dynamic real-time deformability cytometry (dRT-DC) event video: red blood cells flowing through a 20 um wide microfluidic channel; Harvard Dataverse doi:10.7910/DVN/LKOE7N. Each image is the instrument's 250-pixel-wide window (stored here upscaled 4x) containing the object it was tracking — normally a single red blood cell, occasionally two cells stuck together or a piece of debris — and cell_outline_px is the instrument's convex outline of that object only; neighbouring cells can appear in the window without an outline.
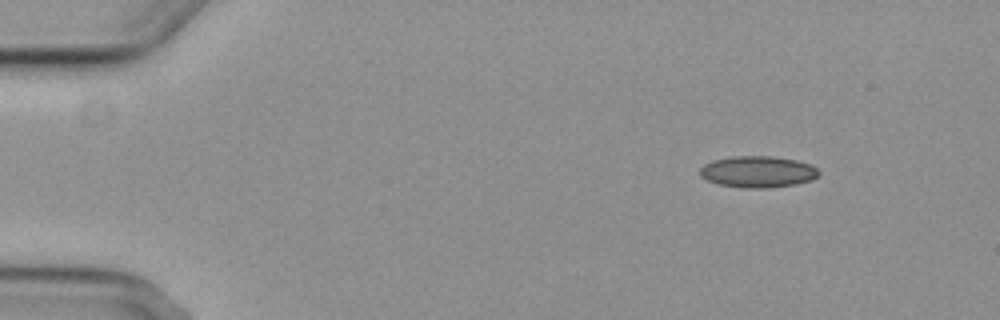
{"species": "common noctule bat (a hibernating species)", "species_latin": "Nyctalus noctula", "temperature_condition": "cold", "stored_images_in_passage": 3, "camera_frame_rate_fps": 3000, "um_per_image_px": 0.085, "animal": {"sex": "female", "body_mass_g": 29.2, "forearm_length_mm": 56.3}, "frame": {"image": 1, "passage_image": 1, "time_ms": 0.0, "image_size_px": [1000, 320], "cell_outline_px": [[820, 172], [812, 180], [796, 184], [768, 188], [744, 188], [720, 184], [708, 180], [700, 176], [700, 168], [704, 164], [712, 160], [732, 156], [772, 156], [796, 160], [812, 164]], "centroid_in_image_um": [64.42, 14.59], "position_along_channel_um": 20.6, "area_um2": 21.85}}